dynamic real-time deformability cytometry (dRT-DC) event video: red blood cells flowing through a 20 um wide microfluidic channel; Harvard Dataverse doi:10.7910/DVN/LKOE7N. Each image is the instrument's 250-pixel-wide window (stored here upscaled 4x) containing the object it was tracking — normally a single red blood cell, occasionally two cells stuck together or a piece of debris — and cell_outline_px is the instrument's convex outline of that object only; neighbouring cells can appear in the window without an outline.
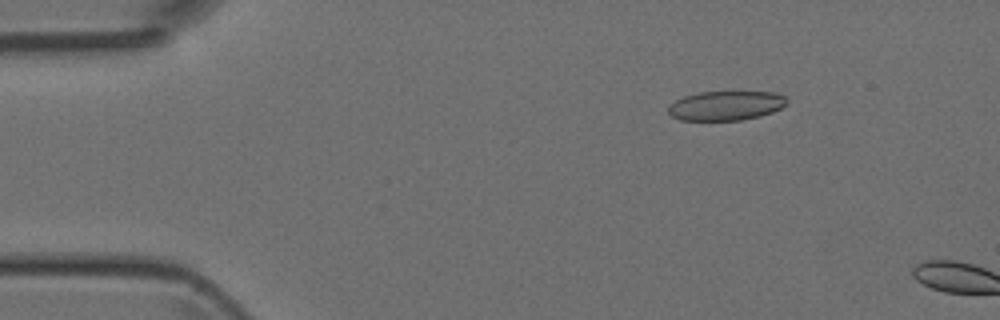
{"species": "Egyptian fruit bat (a non-hibernating species)", "species_latin": "Rousettus aegyptiacus", "temperature_condition": "room temperature", "stored_images_in_passage": 9, "camera_frame_rate_fps": 3000, "um_per_image_px": 0.085, "animal": {"sex": "female"}, "frame": {"image": 1, "passage_image": 7, "time_ms": 2.0, "image_size_px": [1000, 320], "cell_outline_px": [[788, 104], [772, 112], [760, 116], [744, 120], [680, 120], [672, 116], [668, 112], [668, 108], [676, 100], [684, 96], [700, 92], [776, 92], [784, 96], [788, 100]], "centroid_in_image_um": [61.73, 8.98], "position_along_channel_um": 23.3, "area_um2": 20.29}}